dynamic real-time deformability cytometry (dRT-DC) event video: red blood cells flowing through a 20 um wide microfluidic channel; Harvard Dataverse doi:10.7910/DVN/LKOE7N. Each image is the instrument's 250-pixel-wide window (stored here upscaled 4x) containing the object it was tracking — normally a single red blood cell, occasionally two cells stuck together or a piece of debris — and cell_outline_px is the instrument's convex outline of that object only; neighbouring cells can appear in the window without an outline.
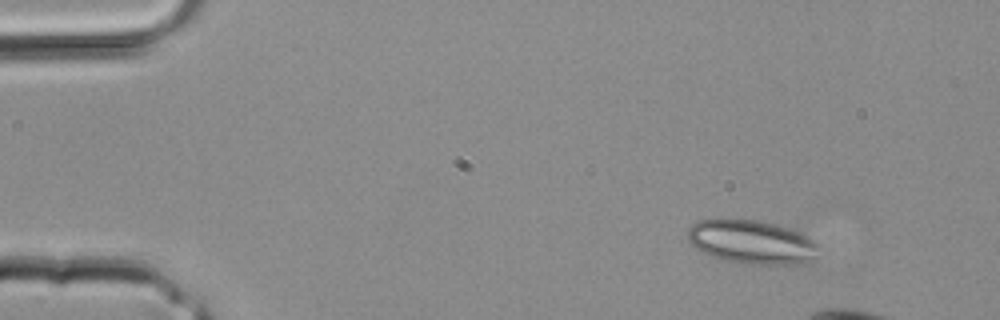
{"species": "common noctule bat (a hibernating species)", "species_latin": "Nyctalus noctula", "temperature_condition": "room temperature", "stored_images_in_passage": 4, "camera_frame_rate_fps": 3000, "um_per_image_px": 0.085, "animal": {"sex": "male", "body_mass_g": 20.4}, "frame": {"image": 1, "passage_image": 1, "time_ms": 0.0, "image_size_px": [1000, 320], "cell_outline_px": [[816, 244], [812, 260], [804, 264], [752, 264], [728, 260], [712, 256], [696, 248], [688, 240], [688, 228], [692, 224], [700, 220], [756, 220], [796, 228], [804, 232]], "centroid_in_image_um": [63.92, 20.55], "position_along_channel_um": 21.1, "area_um2": 33.06}}